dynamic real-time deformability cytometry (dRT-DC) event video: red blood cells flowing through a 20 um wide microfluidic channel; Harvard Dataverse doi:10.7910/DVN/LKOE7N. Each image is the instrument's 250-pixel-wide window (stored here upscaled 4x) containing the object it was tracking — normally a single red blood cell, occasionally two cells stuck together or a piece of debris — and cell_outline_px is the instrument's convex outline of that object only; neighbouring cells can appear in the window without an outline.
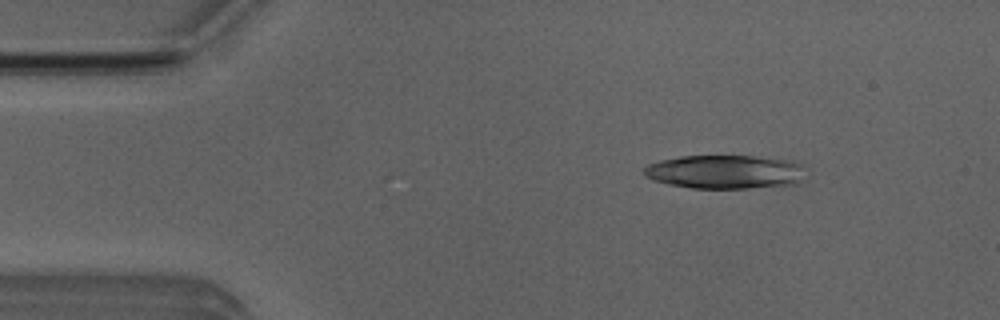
{"species": "Egyptian fruit bat (a non-hibernating species)", "species_latin": "Rousettus aegyptiacus", "temperature_condition": "room temperature", "stored_images_in_passage": 44, "camera_frame_rate_fps": 3000, "um_per_image_px": 0.085, "animal": {"sex": "male"}, "frame": {"image": 1, "passage_image": 1, "time_ms": 0.0, "image_size_px": [1000, 320], "cell_outline_px": [[804, 180], [796, 184], [748, 188], [692, 188], [668, 184], [652, 180], [644, 176], [644, 168], [648, 164], [660, 160], [680, 156], [752, 156], [788, 160], [800, 164], [804, 168]], "centroid_in_image_um": [61.62, 14.61], "position_along_channel_um": 23.4, "area_um2": 31.91}}